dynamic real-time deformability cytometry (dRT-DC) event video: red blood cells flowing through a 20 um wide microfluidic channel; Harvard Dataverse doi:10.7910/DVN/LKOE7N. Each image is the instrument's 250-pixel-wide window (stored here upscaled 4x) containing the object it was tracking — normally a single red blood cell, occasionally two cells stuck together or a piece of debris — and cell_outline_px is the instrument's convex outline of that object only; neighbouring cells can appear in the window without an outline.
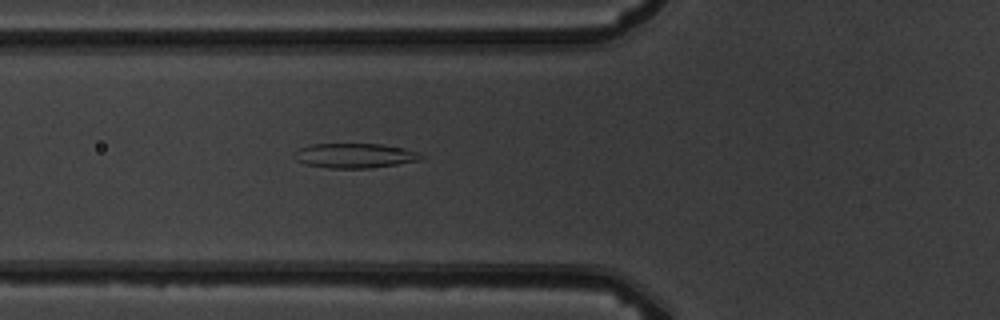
{"species": "common noctule bat (a hibernating species)", "species_latin": "Nyctalus noctula", "temperature_condition": "warm", "stored_images_in_passage": 6, "camera_frame_rate_fps": 3000, "um_per_image_px": 0.085, "animal": {"sex": "male", "body_mass_g": 19.5, "forearm_length_mm": 54.6}, "frame": {"image": 1, "passage_image": 6, "time_ms": 5.667, "image_size_px": [1000, 320], "cell_outline_px": [[424, 156], [420, 160], [396, 164], [368, 168], [328, 168], [304, 164], [296, 160], [292, 152], [296, 148], [312, 144], [380, 144], [404, 148], [416, 152]], "centroid_in_image_um": [30.07, 13.22], "position_along_channel_um": 95.7, "area_um2": 18.26}}